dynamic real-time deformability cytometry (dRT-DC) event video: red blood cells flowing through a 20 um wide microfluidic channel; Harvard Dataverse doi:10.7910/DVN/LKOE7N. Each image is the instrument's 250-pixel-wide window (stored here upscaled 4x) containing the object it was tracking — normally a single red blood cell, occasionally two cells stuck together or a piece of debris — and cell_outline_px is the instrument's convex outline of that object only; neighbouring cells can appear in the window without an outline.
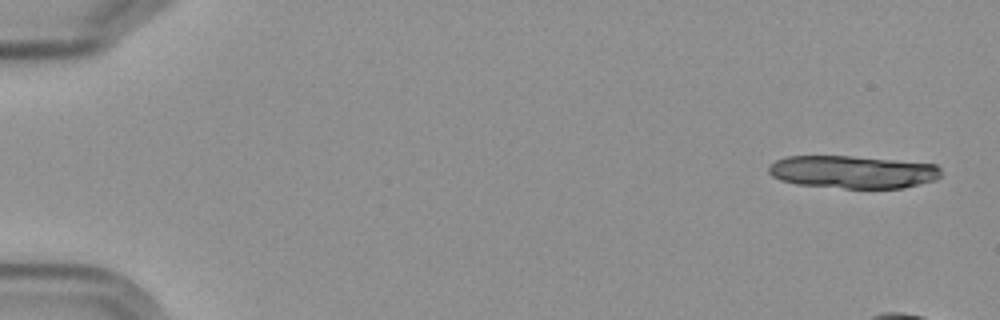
{"species": "Egyptian fruit bat (a non-hibernating species)", "species_latin": "Rousettus aegyptiacus", "temperature_condition": "cold", "stored_images_in_passage": 4, "camera_frame_rate_fps": 3000, "um_per_image_px": 0.085, "frame": {"image": 1, "passage_image": 1, "time_ms": 0.0, "image_size_px": [1000, 320], "cell_outline_px": [[940, 176], [936, 180], [904, 188], [844, 188], [796, 184], [780, 180], [772, 176], [768, 172], [768, 164], [784, 156], [852, 156], [936, 164], [940, 168]], "centroid_in_image_um": [72.45, 14.61], "position_along_channel_um": 12.5, "area_um2": 33.0}}